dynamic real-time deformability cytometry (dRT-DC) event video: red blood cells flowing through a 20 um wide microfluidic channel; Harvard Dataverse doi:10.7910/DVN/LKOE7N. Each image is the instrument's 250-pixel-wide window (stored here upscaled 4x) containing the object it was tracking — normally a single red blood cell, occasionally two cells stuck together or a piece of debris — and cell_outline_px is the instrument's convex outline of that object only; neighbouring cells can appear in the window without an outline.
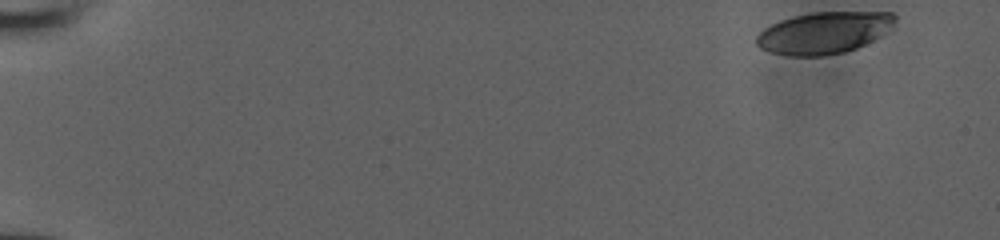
{"species": "human", "species_latin": "Homo sapiens", "temperature_condition": "room temperature", "stored_images_in_passage": 9, "camera_frame_rate_fps": 3000, "um_per_image_px": 0.085, "donor": {"sex": "male"}, "frame": {"image": 1, "passage_image": 1, "time_ms": 0.0, "image_size_px": [1000, 240], "cell_outline_px": [[896, 20], [892, 24], [872, 40], [856, 48], [844, 52], [820, 56], [788, 56], [768, 52], [760, 48], [756, 44], [756, 36], [764, 28], [780, 20], [792, 16], [812, 12], [892, 12], [896, 16]], "centroid_in_image_um": [69.95, 2.78], "position_along_channel_um": 15.0, "area_um2": 33.47}}
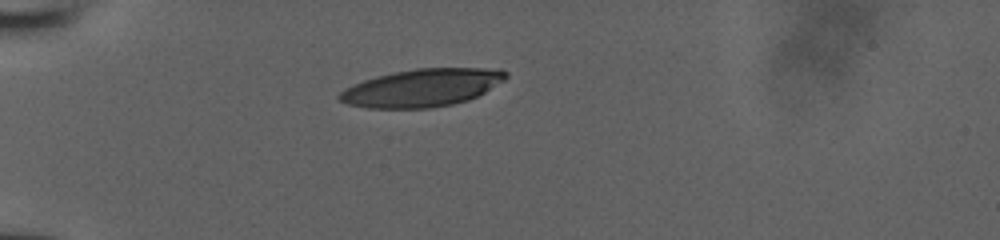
{"frame": {"image": 2, "passage_image": 6, "time_ms": 1.667, "image_size_px": [1000, 240], "cell_outline_px": [[508, 76], [504, 80], [484, 92], [468, 100], [452, 104], [428, 108], [368, 108], [348, 104], [340, 100], [336, 96], [344, 88], [352, 84], [376, 76], [392, 72], [416, 68], [500, 68], [508, 72]], "centroid_in_image_um": [35.86, 7.45], "position_along_channel_um": 49.1, "area_um2": 36.65}}
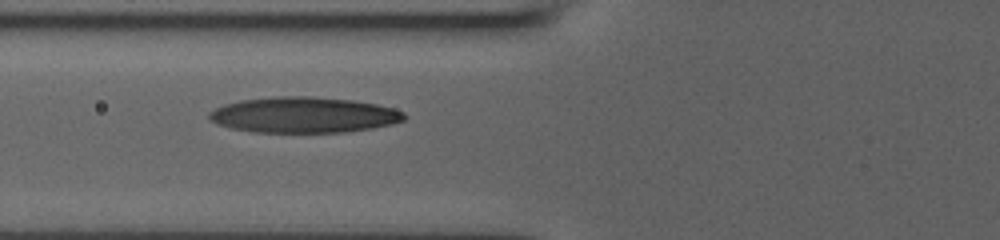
{"frame": {"image": 3, "passage_image": 8, "time_ms": 2.333, "image_size_px": [1000, 240], "cell_outline_px": [[408, 116], [404, 120], [392, 124], [372, 128], [348, 132], [252, 132], [232, 128], [216, 124], [208, 116], [208, 112], [224, 104], [240, 100], [272, 96], [312, 96], [352, 100], [376, 104], [392, 108], [404, 112]], "centroid_in_image_um": [25.82, 9.76], "position_along_channel_um": 100.0, "area_um2": 40.81}}